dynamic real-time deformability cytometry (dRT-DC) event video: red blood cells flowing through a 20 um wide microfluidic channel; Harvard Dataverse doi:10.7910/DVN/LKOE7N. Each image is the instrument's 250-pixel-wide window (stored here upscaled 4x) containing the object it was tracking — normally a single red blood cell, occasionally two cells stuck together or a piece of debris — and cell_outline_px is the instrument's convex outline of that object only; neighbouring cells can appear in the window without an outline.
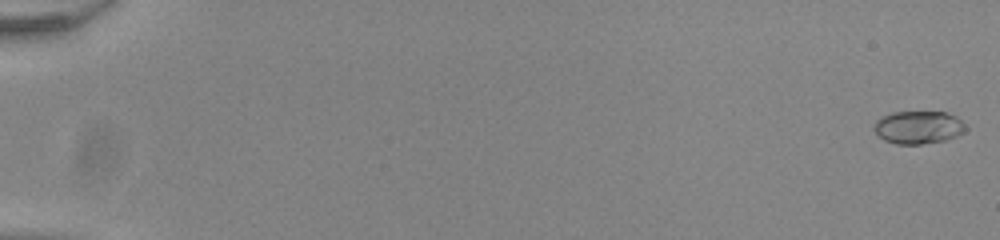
{"species": "common noctule bat (a hibernating species)", "species_latin": "Nyctalus noctula", "temperature_condition": "room temperature", "stored_images_in_passage": 54, "camera_frame_rate_fps": 3000, "um_per_image_px": 0.085, "animal": {"sex": "male", "body_mass_g": 20.0, "forearm_length_mm": 53.3}, "frame": {"image": 1, "passage_image": 1, "time_ms": 0.0, "image_size_px": [1000, 240], "cell_outline_px": [[968, 128], [964, 132], [956, 136], [944, 140], [920, 144], [896, 144], [884, 140], [872, 128], [876, 120], [880, 116], [892, 112], [944, 112], [956, 116]], "centroid_in_image_um": [78.04, 10.81], "position_along_channel_um": 7.0, "area_um2": 17.57}}
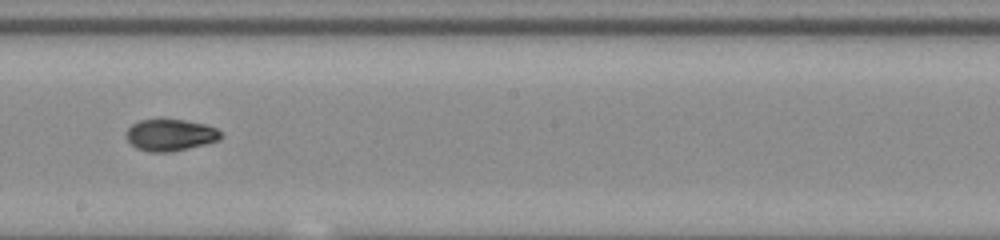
{"frame": {"image": 2, "passage_image": 33, "time_ms": 10.667, "image_size_px": [1000, 240], "cell_outline_px": [[224, 136], [220, 140], [204, 144], [168, 152], [148, 152], [136, 148], [128, 140], [128, 128], [132, 124], [140, 120], [160, 116], [164, 116], [208, 124], [224, 132]], "centroid_in_image_um": [14.52, 11.41], "position_along_channel_um": 233.7, "area_um2": 18.15}}
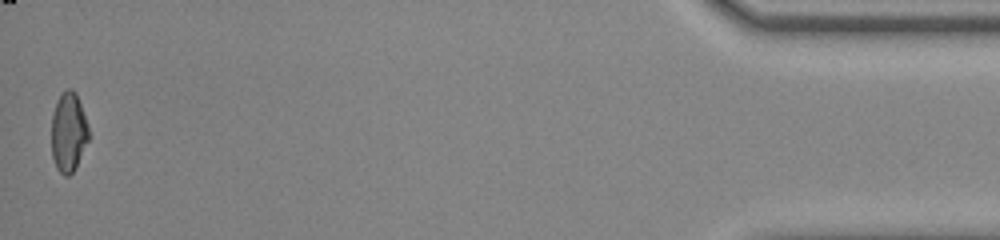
{"frame": {"image": 3, "passage_image": 54, "time_ms": 17.667, "image_size_px": [1000, 240], "cell_outline_px": [[88, 140], [76, 168], [68, 176], [64, 176], [56, 168], [52, 156], [52, 116], [56, 104], [60, 96], [68, 88], [72, 88], [76, 92], [88, 124]], "centroid_in_image_um": [5.83, 11.26], "position_along_channel_um": 429.4, "area_um2": 17.11}, "authors_computed_cell_mechanics": {"area_um2": 17.629, "velocity_mm_per_s": 3.9509, "shape_relaxation_time_tau1_ms": 4.7056, "shape_relaxation_time_tau2_ms": 2.1923, "deformation_change_tau1": 0.1681, "deformation_change_tau2": 0.0518}}